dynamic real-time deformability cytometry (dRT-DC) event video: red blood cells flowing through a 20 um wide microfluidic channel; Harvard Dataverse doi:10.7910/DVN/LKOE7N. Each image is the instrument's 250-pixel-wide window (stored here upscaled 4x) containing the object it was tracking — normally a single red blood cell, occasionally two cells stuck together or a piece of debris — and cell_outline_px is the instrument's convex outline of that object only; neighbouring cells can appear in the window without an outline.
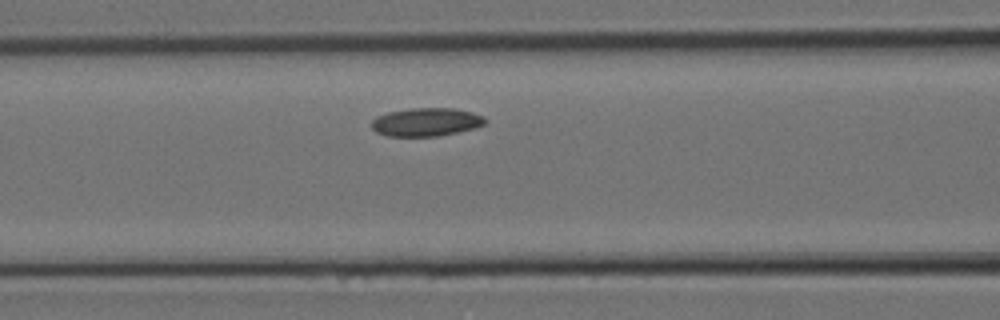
{"species": "Egyptian fruit bat (a non-hibernating species)", "species_latin": "Rousettus aegyptiacus", "temperature_condition": "room temperature", "stored_images_in_passage": 5, "camera_frame_rate_fps": 3000, "um_per_image_px": 0.085, "animal": {"sex": "female"}, "frame": {"image": 1, "passage_image": 5, "time_ms": 1.333, "image_size_px": [1000, 320], "cell_outline_px": [[488, 120], [484, 124], [476, 128], [440, 136], [388, 136], [376, 132], [372, 128], [372, 120], [376, 116], [388, 112], [412, 108], [452, 108], [472, 112], [484, 116]], "centroid_in_image_um": [36.25, 10.37], "position_along_channel_um": 130.4, "area_um2": 18.84}}